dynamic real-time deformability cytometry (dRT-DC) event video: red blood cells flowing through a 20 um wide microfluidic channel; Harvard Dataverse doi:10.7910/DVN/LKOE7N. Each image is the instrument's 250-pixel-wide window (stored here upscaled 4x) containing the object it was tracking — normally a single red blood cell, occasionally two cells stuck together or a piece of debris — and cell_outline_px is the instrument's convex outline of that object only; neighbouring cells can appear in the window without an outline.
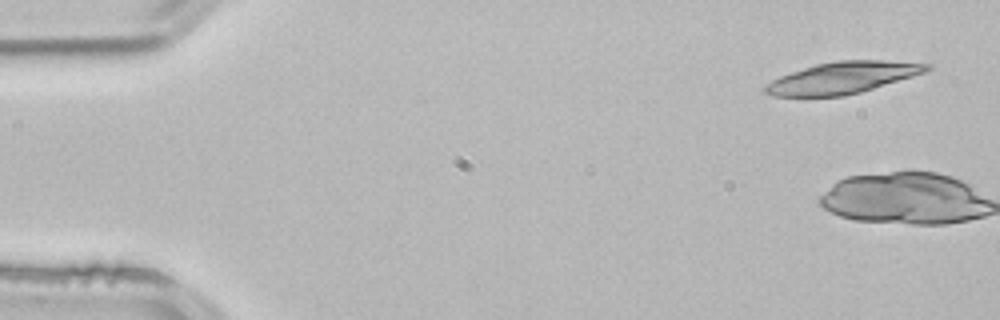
{"species": "common noctule bat (a hibernating species)", "species_latin": "Nyctalus noctula", "temperature_condition": "room temperature", "stored_images_in_passage": 4, "camera_frame_rate_fps": 3000, "um_per_image_px": 0.085, "animal": {"sex": "male", "body_mass_g": 21.5, "forearm_length_mm": 52.0}, "frame": {"image": 1, "passage_image": 1, "time_ms": 0.0, "image_size_px": [1000, 320], "cell_outline_px": [[932, 68], [924, 72], [912, 76], [860, 92], [844, 96], [772, 96], [764, 92], [760, 88], [764, 84], [780, 76], [816, 64], [836, 60], [884, 60], [932, 64]], "centroid_in_image_um": [71.57, 6.61], "position_along_channel_um": 13.4, "area_um2": 29.65}}